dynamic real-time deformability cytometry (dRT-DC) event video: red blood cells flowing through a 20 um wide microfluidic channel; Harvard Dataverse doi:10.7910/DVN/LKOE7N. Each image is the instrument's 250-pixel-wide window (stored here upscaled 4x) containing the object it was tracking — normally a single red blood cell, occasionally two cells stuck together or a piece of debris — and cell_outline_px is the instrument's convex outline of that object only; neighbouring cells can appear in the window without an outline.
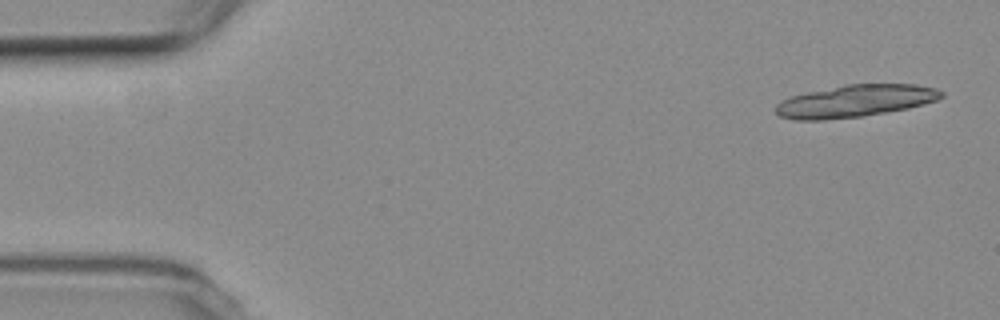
{"species": "common noctule bat (a hibernating species)", "species_latin": "Nyctalus noctula", "temperature_condition": "room temperature", "stored_images_in_passage": 6, "camera_frame_rate_fps": 3000, "um_per_image_px": 0.085, "animal": {"sex": "female", "body_mass_g": 19.3, "forearm_length_mm": 54.1}, "frame": {"image": 1, "passage_image": 1, "time_ms": 0.0, "image_size_px": [1000, 320], "cell_outline_px": [[944, 96], [936, 100], [908, 108], [860, 116], [824, 120], [796, 120], [780, 116], [776, 112], [776, 104], [780, 100], [792, 96], [808, 92], [844, 84], [916, 84], [936, 88], [944, 92]], "centroid_in_image_um": [72.69, 8.57], "position_along_channel_um": 12.3, "area_um2": 30.92}}